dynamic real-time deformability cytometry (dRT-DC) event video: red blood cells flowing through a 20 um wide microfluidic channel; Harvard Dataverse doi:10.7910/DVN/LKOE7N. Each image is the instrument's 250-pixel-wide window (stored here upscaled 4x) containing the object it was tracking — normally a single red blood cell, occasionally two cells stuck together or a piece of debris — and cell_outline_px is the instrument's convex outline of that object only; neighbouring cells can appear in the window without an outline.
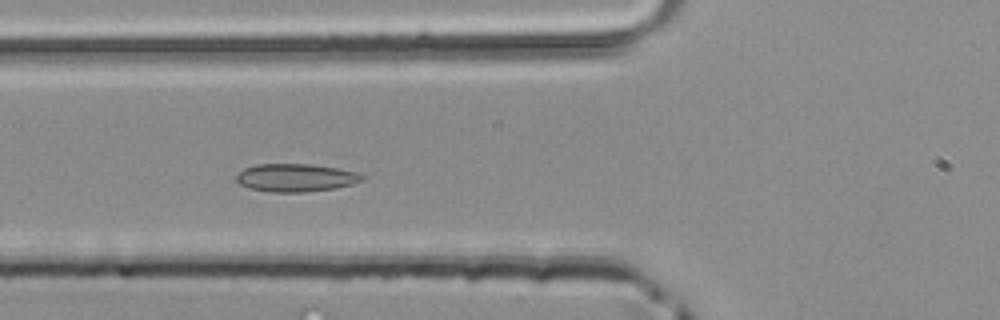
{"species": "common noctule bat (a hibernating species)", "species_latin": "Nyctalus noctula", "temperature_condition": "room temperature", "stored_images_in_passage": 34, "camera_frame_rate_fps": 3000, "um_per_image_px": 0.085, "animal": {"sex": "male", "body_mass_g": 20.4}, "frame": {"image": 1, "passage_image": 4, "time_ms": 1.0, "image_size_px": [1000, 320], "cell_outline_px": [[368, 176], [364, 180], [352, 184], [336, 188], [304, 192], [272, 192], [248, 188], [240, 184], [236, 180], [236, 176], [244, 168], [256, 164], [312, 164], [336, 168], [356, 172]], "centroid_in_image_um": [25.16, 15.1], "position_along_channel_um": 100.6, "area_um2": 20.58}}
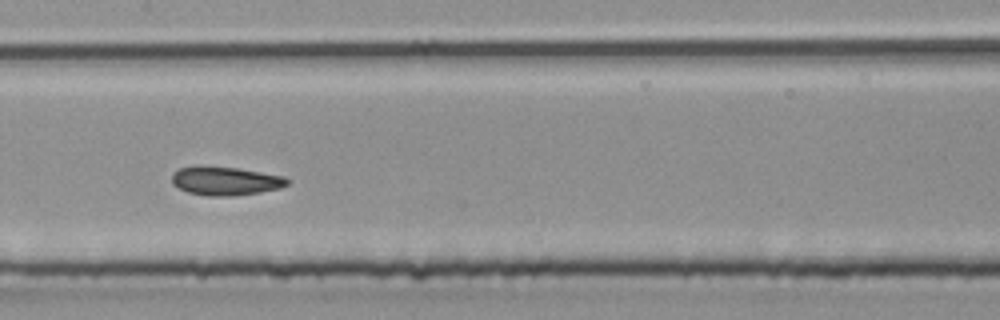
{"frame": {"image": 2, "passage_image": 10, "time_ms": 3.0, "image_size_px": [1000, 320], "cell_outline_px": [[292, 180], [288, 184], [280, 188], [260, 192], [232, 196], [208, 196], [188, 192], [172, 184], [172, 172], [180, 168], [200, 164], [236, 168], [284, 176]], "centroid_in_image_um": [19.14, 15.36], "position_along_channel_um": 188.3, "area_um2": 19.54}}
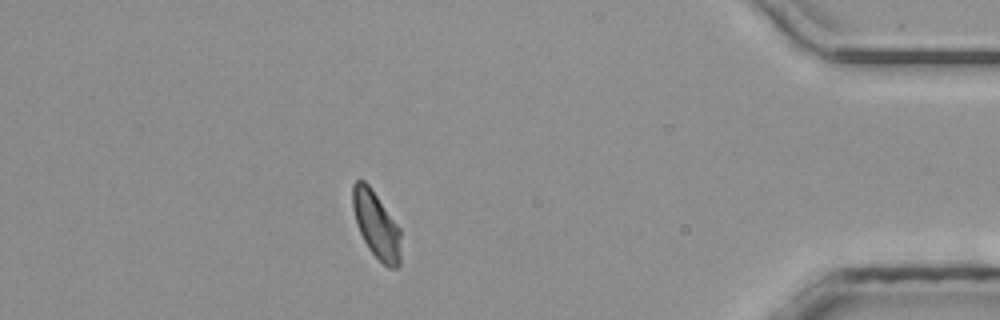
{"frame": {"image": 3, "passage_image": 28, "time_ms": 9.0, "image_size_px": [1000, 320], "cell_outline_px": [[400, 264], [396, 268], [388, 268], [368, 248], [356, 224], [352, 208], [352, 184], [356, 180], [364, 180], [368, 184], [400, 228]], "centroid_in_image_um": [31.97, 19.1], "position_along_channel_um": 403.2, "area_um2": 18.61}}